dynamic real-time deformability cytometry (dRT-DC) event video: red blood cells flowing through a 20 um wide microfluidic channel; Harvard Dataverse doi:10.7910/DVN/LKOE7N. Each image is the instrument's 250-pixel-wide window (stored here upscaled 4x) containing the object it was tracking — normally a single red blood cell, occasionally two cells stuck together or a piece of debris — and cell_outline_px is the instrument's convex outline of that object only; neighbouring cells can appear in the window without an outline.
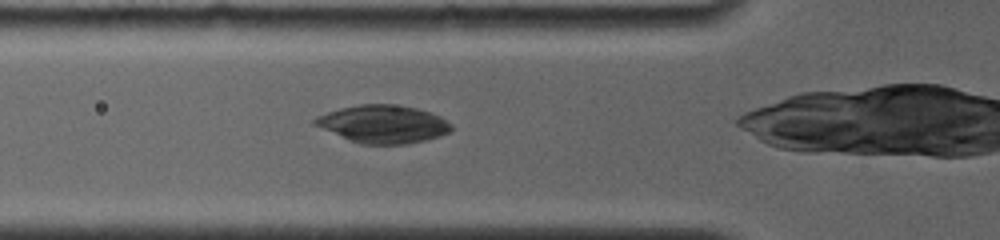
{"species": "common noctule bat (a hibernating species)", "species_latin": "Nyctalus noctula", "temperature_condition": "room temperature", "stored_images_in_passage": 3, "camera_frame_rate_fps": 4000, "um_per_image_px": 0.085, "animal": {"sex": "female", "body_mass_g": 19.0, "forearm_length_mm": 56.7}, "frame": {"image": 1, "passage_image": 3, "time_ms": 1.25, "image_size_px": [1000, 240], "cell_outline_px": [[452, 128], [448, 132], [440, 136], [408, 144], [360, 144], [348, 140], [312, 124], [312, 120], [316, 116], [340, 108], [360, 104], [388, 104], [416, 108], [440, 116], [452, 124]], "centroid_in_image_um": [32.53, 10.55], "position_along_channel_um": 93.3, "area_um2": 30.0}}